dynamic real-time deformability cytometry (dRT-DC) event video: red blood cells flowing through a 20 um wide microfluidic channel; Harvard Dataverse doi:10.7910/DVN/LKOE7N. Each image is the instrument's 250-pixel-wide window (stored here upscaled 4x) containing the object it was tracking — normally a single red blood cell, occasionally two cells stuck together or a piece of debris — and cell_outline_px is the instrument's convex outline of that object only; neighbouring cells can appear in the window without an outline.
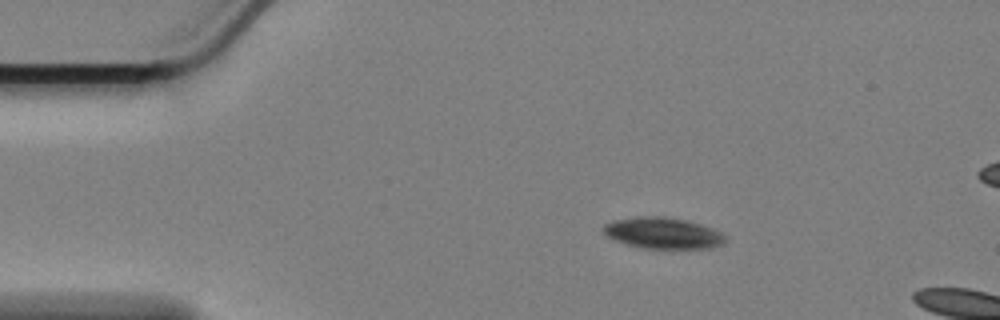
{"species": "Egyptian fruit bat (a non-hibernating species)", "species_latin": "Rousettus aegyptiacus", "temperature_condition": "cold", "stored_images_in_passage": 6, "camera_frame_rate_fps": 3000, "um_per_image_px": 0.085, "animal": {"sex": "female"}, "frame": {"image": 1, "passage_image": 1, "time_ms": 0.0, "image_size_px": [1000, 320], "cell_outline_px": [[728, 236], [724, 244], [708, 248], [640, 248], [616, 240], [608, 236], [604, 232], [604, 224], [612, 220], [636, 216], [664, 216], [684, 220], [700, 224], [712, 228]], "centroid_in_image_um": [56.37, 19.8], "position_along_channel_um": 28.6, "area_um2": 22.14}}